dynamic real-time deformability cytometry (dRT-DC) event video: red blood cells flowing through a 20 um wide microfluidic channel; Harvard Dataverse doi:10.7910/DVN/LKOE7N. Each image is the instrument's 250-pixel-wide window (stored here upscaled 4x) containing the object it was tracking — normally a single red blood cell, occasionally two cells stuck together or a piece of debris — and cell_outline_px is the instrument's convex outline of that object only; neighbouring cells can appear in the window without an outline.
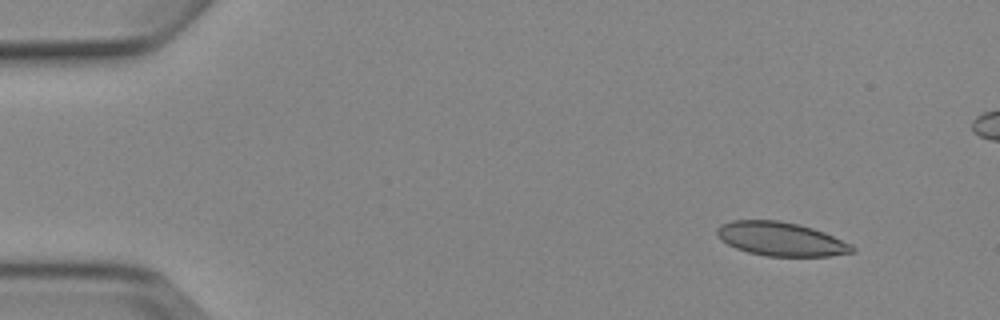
{"species": "Egyptian fruit bat (a non-hibernating species)", "species_latin": "Rousettus aegyptiacus", "temperature_condition": "cold", "stored_images_in_passage": 5, "camera_frame_rate_fps": 3000, "um_per_image_px": 0.085, "animal": {"sex": "female"}, "frame": {"image": 1, "passage_image": 1, "time_ms": 0.0, "image_size_px": [1000, 320], "cell_outline_px": [[856, 248], [852, 252], [832, 256], [768, 256], [748, 252], [736, 248], [720, 240], [716, 232], [716, 228], [720, 224], [732, 220], [780, 220], [812, 228], [824, 232], [852, 244]], "centroid_in_image_um": [66.36, 20.31], "position_along_channel_um": 18.6, "area_um2": 26.65}}
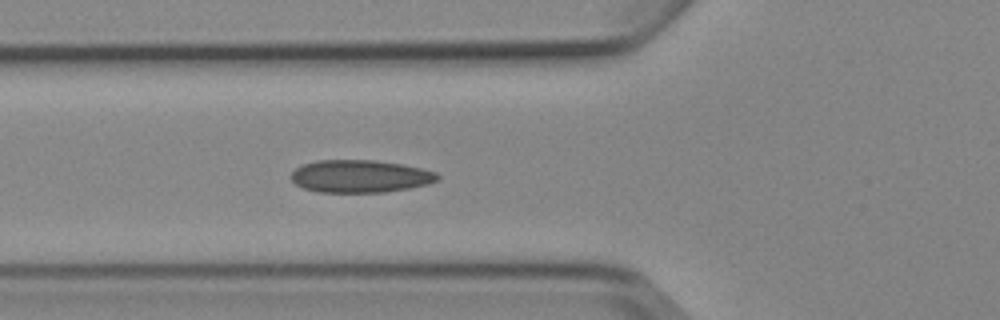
{"frame": {"image": 2, "passage_image": 5, "time_ms": 4.667, "image_size_px": [1000, 320], "cell_outline_px": [[440, 180], [428, 184], [408, 188], [384, 192], [316, 192], [304, 188], [296, 184], [292, 180], [292, 172], [300, 164], [316, 160], [376, 160], [404, 164], [436, 172], [440, 176]], "centroid_in_image_um": [30.62, 14.97], "position_along_channel_um": 95.2, "area_um2": 27.98}}